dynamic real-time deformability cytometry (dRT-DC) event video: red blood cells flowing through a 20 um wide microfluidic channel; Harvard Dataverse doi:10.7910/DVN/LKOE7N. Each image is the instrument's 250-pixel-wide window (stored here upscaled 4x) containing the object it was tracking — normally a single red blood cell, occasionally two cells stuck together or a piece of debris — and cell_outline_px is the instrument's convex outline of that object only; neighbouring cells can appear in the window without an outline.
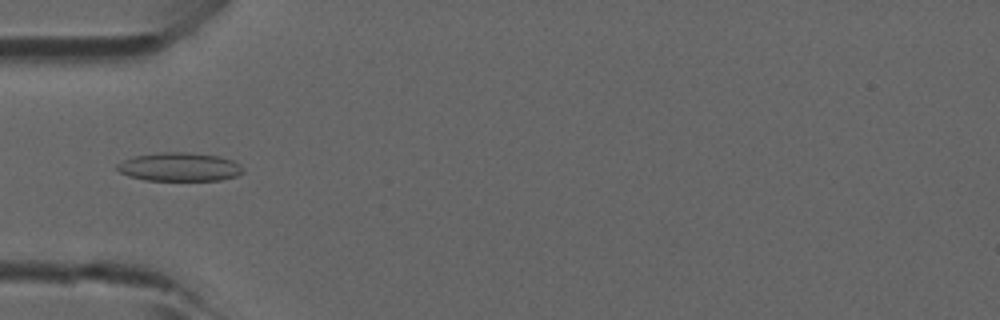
{"species": "common noctule bat (a hibernating species)", "species_latin": "Nyctalus noctula", "temperature_condition": "room temperature", "stored_images_in_passage": 5, "camera_frame_rate_fps": 3000, "um_per_image_px": 0.085, "animal": {"sex": "male", "forearm_length_mm": 52.5}, "frame": {"image": 1, "passage_image": 5, "time_ms": 1.333, "image_size_px": [1000, 320], "cell_outline_px": [[244, 172], [236, 176], [220, 180], [144, 180], [128, 176], [120, 172], [116, 168], [116, 164], [132, 156], [160, 152], [184, 152], [220, 156], [232, 160], [240, 164], [244, 168]], "centroid_in_image_um": [15.25, 14.18], "position_along_channel_um": 69.7, "area_um2": 21.1}}